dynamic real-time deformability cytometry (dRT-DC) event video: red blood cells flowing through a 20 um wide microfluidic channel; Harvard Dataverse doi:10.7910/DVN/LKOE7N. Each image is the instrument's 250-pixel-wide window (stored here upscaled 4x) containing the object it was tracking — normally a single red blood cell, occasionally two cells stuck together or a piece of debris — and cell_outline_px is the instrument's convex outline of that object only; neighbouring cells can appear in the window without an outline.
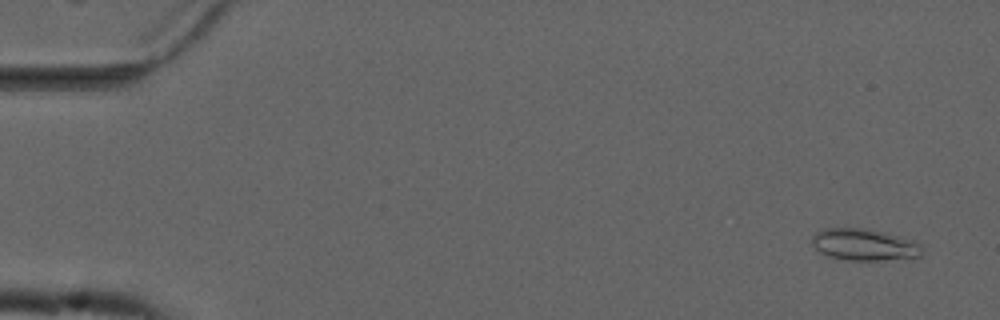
{"species": "common noctule bat (a hibernating species)", "species_latin": "Nyctalus noctula", "temperature_condition": "cold", "stored_images_in_passage": 13, "camera_frame_rate_fps": 3000, "um_per_image_px": 0.085, "animal": {"sex": "male", "forearm_length_mm": 52.5}, "frame": {"image": 1, "passage_image": 3, "time_ms": 0.667, "image_size_px": [1000, 320], "cell_outline_px": [[924, 248], [920, 256], [880, 260], [848, 260], [828, 256], [820, 252], [812, 244], [812, 236], [820, 228], [864, 228], [884, 232], [912, 240], [920, 244]], "centroid_in_image_um": [73.43, 20.78], "position_along_channel_um": 11.6, "area_um2": 20.29}}